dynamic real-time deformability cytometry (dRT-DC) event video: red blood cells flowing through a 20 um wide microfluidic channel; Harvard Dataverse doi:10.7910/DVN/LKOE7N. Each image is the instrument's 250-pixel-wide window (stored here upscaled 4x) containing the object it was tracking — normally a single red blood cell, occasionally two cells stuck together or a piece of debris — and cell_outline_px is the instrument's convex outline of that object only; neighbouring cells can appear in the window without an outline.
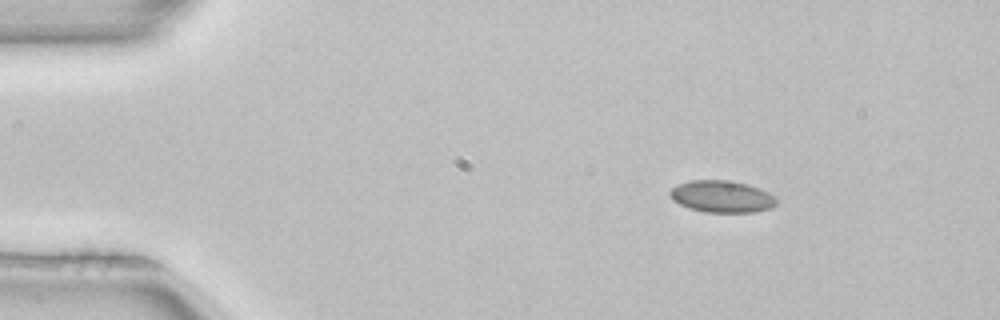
{"species": "common noctule bat (a hibernating species)", "species_latin": "Nyctalus noctula", "temperature_condition": "room temperature", "stored_images_in_passage": 4, "camera_frame_rate_fps": 3000, "um_per_image_px": 0.085, "animal": {"sex": "female", "body_mass_g": 22.7, "forearm_length_mm": 54.2}, "frame": {"image": 1, "passage_image": 1, "time_ms": 0.0, "image_size_px": [1000, 320], "cell_outline_px": [[776, 204], [768, 208], [756, 212], [704, 212], [688, 208], [672, 200], [668, 192], [672, 188], [688, 180], [724, 180], [744, 184], [768, 192], [776, 200]], "centroid_in_image_um": [61.29, 16.71], "position_along_channel_um": 23.7, "area_um2": 19.48}}
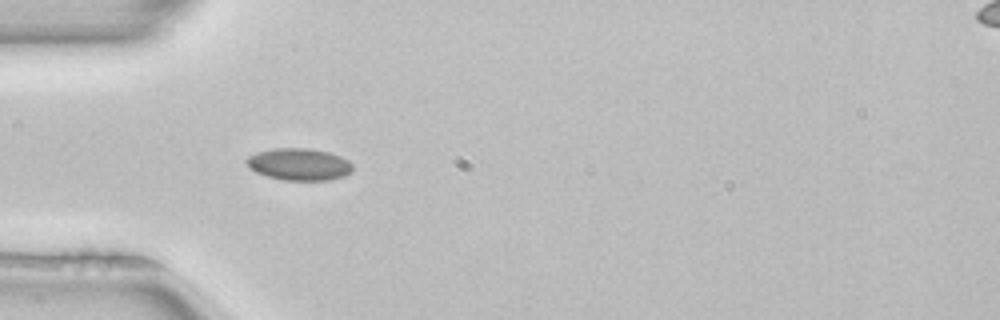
{"frame": {"image": 2, "passage_image": 3, "time_ms": 0.667, "image_size_px": [1000, 320], "cell_outline_px": [[352, 172], [344, 176], [328, 180], [284, 180], [268, 176], [256, 172], [248, 168], [244, 160], [248, 156], [272, 148], [312, 148], [328, 152], [340, 156], [348, 160], [352, 164]], "centroid_in_image_um": [25.42, 13.96], "position_along_channel_um": 59.6, "area_um2": 19.88}}